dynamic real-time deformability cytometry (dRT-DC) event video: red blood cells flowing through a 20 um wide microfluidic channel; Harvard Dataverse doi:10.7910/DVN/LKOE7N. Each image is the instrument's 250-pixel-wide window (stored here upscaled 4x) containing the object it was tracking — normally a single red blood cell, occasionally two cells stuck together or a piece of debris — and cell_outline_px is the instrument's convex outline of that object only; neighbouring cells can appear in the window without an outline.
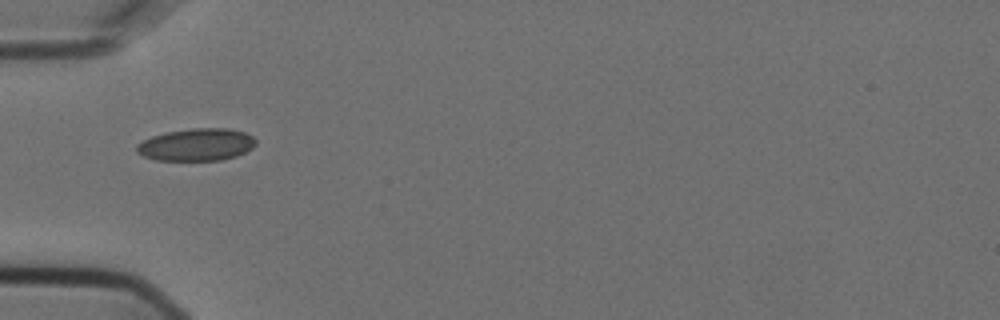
{"species": "Egyptian fruit bat (a non-hibernating species)", "species_latin": "Rousettus aegyptiacus", "temperature_condition": "cold", "stored_images_in_passage": 9, "camera_frame_rate_fps": 3000, "um_per_image_px": 0.085, "animal": {"sex": "female"}, "frame": {"image": 1, "passage_image": 5, "time_ms": 1.333, "image_size_px": [1000, 320], "cell_outline_px": [[256, 144], [252, 148], [236, 156], [220, 160], [156, 160], [144, 156], [136, 152], [136, 144], [152, 136], [168, 132], [192, 128], [228, 128], [244, 132], [252, 136], [256, 140]], "centroid_in_image_um": [16.7, 12.29], "position_along_channel_um": 68.3, "area_um2": 22.37}}
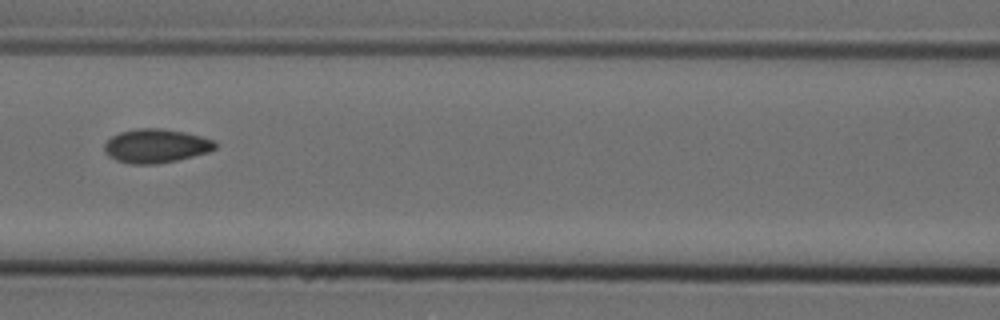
{"frame": {"image": 2, "passage_image": 7, "time_ms": 2.0, "image_size_px": [1000, 320], "cell_outline_px": [[216, 148], [208, 152], [176, 160], [156, 164], [128, 164], [116, 160], [108, 156], [104, 152], [104, 144], [112, 136], [120, 132], [136, 128], [160, 128], [184, 132], [216, 140]], "centroid_in_image_um": [13.23, 12.4], "position_along_channel_um": 153.4, "area_um2": 21.91}}
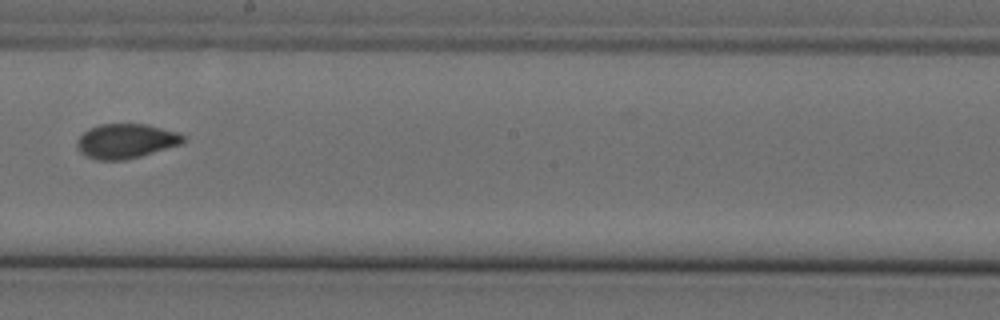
{"frame": {"image": 3, "passage_image": 9, "time_ms": 2.667, "image_size_px": [1000, 320], "cell_outline_px": [[184, 144], [140, 156], [124, 160], [96, 160], [84, 156], [76, 148], [76, 140], [88, 128], [100, 124], [144, 124], [180, 132], [184, 136]], "centroid_in_image_um": [10.69, 11.99], "position_along_channel_um": 237.5, "area_um2": 21.68}}